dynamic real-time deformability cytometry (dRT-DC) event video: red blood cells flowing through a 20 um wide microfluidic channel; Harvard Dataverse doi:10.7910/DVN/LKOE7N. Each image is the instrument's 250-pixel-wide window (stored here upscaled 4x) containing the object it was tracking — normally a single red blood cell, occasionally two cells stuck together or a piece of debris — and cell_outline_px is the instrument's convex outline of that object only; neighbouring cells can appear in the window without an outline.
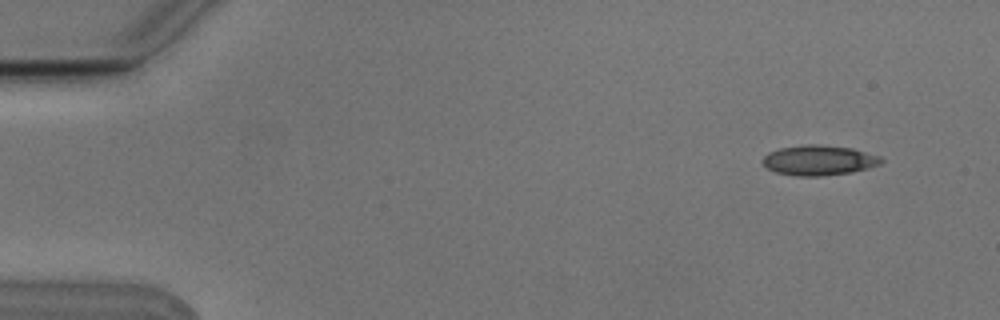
{"species": "Egyptian fruit bat (a non-hibernating species)", "species_latin": "Rousettus aegyptiacus", "temperature_condition": "cold", "stored_images_in_passage": 5, "camera_frame_rate_fps": 3000, "um_per_image_px": 0.085, "animal": {"sex": "male"}, "frame": {"image": 1, "passage_image": 1, "time_ms": 0.0, "image_size_px": [1000, 320], "cell_outline_px": [[884, 160], [880, 164], [868, 168], [852, 172], [820, 176], [796, 176], [776, 172], [768, 168], [760, 160], [768, 152], [780, 148], [808, 144], [820, 144], [852, 148], [880, 156]], "centroid_in_image_um": [69.6, 13.62], "position_along_channel_um": 15.4, "area_um2": 20.81}}
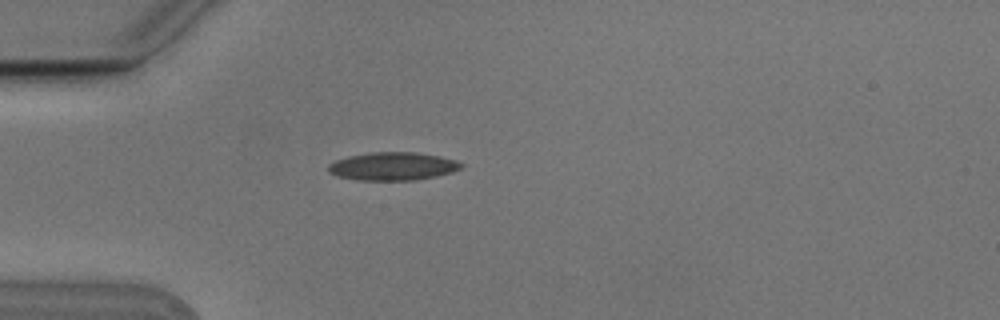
{"frame": {"image": 2, "passage_image": 4, "time_ms": 1.0, "image_size_px": [1000, 320], "cell_outline_px": [[464, 168], [452, 172], [436, 176], [416, 180], [356, 180], [336, 176], [328, 172], [328, 164], [336, 160], [348, 156], [372, 152], [416, 152], [440, 156], [456, 160], [464, 164]], "centroid_in_image_um": [33.4, 14.13], "position_along_channel_um": 51.6, "area_um2": 21.96}}